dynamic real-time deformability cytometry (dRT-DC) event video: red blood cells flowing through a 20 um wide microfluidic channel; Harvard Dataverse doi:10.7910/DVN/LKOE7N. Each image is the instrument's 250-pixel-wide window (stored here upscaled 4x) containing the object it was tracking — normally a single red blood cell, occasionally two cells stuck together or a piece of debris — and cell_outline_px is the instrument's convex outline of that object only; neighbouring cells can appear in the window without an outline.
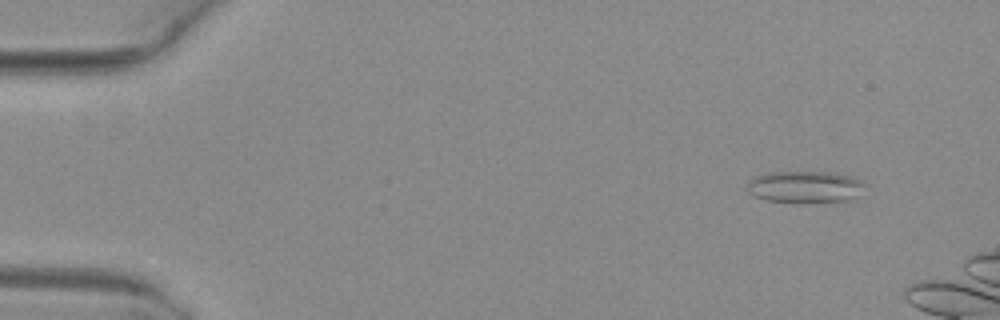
{"species": "common noctule bat (a hibernating species)", "species_latin": "Nyctalus noctula", "temperature_condition": "warm", "stored_images_in_passage": 14, "camera_frame_rate_fps": 3000, "um_per_image_px": 0.085, "animal": {"sex": "female", "body_mass_g": 29.2, "forearm_length_mm": 56.3}, "frame": {"image": 1, "passage_image": 5, "time_ms": 1.333, "image_size_px": [1000, 320], "cell_outline_px": [[868, 184], [856, 196], [848, 200], [808, 204], [796, 204], [764, 200], [748, 192], [748, 180], [756, 176], [768, 172], [836, 172], [856, 176], [864, 180]], "centroid_in_image_um": [68.49, 15.9], "position_along_channel_um": 16.5, "area_um2": 22.77}}